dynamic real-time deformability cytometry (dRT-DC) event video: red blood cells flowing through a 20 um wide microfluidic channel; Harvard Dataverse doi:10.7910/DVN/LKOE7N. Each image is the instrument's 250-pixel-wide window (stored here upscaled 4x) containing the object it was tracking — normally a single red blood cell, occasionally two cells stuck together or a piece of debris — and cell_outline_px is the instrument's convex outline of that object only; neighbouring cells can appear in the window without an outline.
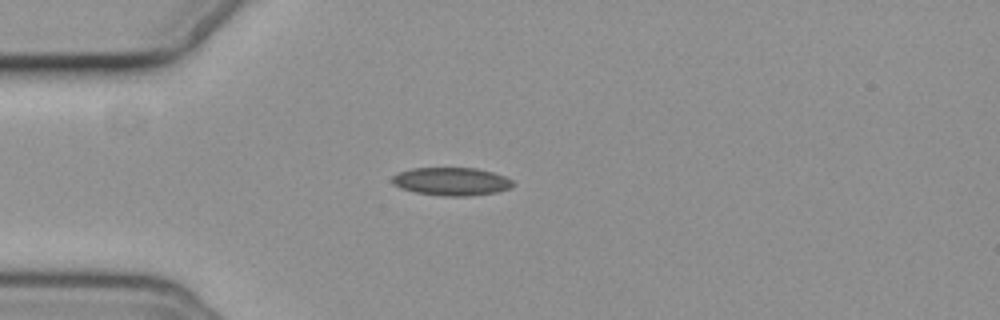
{"species": "common noctule bat (a hibernating species)", "species_latin": "Nyctalus noctula", "temperature_condition": "cold", "stored_images_in_passage": 1, "camera_frame_rate_fps": 3000, "um_per_image_px": 0.085, "animal": {"sex": "female", "body_mass_g": 19.3, "forearm_length_mm": 54.1}, "frame": {"image": 1, "passage_image": 1, "time_ms": 0.0, "image_size_px": [1000, 320], "cell_outline_px": [[516, 184], [508, 188], [496, 192], [464, 196], [444, 196], [416, 192], [400, 188], [392, 184], [392, 176], [396, 172], [412, 168], [476, 168], [492, 172], [504, 176], [512, 180]], "centroid_in_image_um": [38.33, 15.41], "position_along_channel_um": 46.7, "area_um2": 19.71}}